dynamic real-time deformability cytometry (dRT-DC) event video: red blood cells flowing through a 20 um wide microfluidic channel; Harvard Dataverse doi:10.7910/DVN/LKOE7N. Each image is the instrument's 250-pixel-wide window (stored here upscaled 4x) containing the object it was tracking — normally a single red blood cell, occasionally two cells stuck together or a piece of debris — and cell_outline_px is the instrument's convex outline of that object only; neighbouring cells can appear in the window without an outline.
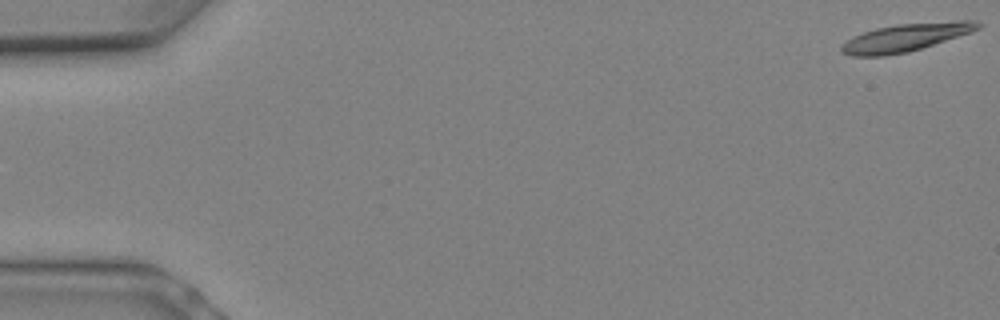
{"species": "Egyptian fruit bat (a non-hibernating species)", "species_latin": "Rousettus aegyptiacus", "temperature_condition": "warm", "stored_images_in_passage": 9, "camera_frame_rate_fps": 3000, "um_per_image_px": 0.085, "animal": {"sex": "female"}, "frame": {"image": 1, "passage_image": 1, "time_ms": 0.0, "image_size_px": [1000, 320], "cell_outline_px": [[984, 24], [980, 28], [972, 32], [908, 52], [884, 56], [852, 56], [840, 52], [840, 44], [852, 36], [876, 28], [896, 24], [960, 20], [976, 20]], "centroid_in_image_um": [76.98, 3.18], "position_along_channel_um": 8.0, "area_um2": 22.37}}
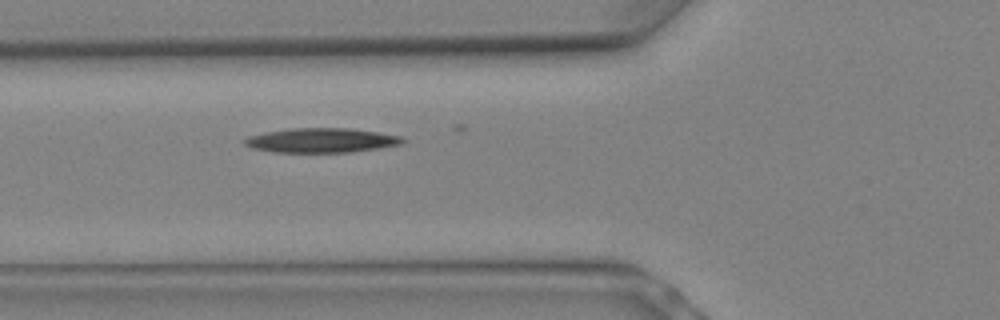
{"frame": {"image": 2, "passage_image": 9, "time_ms": 2.667, "image_size_px": [1000, 320], "cell_outline_px": [[408, 140], [404, 144], [380, 148], [352, 152], [272, 152], [252, 148], [244, 144], [244, 140], [248, 136], [288, 128], [348, 128], [376, 132], [400, 136]], "centroid_in_image_um": [27.36, 11.93], "position_along_channel_um": 98.4, "area_um2": 22.6}}